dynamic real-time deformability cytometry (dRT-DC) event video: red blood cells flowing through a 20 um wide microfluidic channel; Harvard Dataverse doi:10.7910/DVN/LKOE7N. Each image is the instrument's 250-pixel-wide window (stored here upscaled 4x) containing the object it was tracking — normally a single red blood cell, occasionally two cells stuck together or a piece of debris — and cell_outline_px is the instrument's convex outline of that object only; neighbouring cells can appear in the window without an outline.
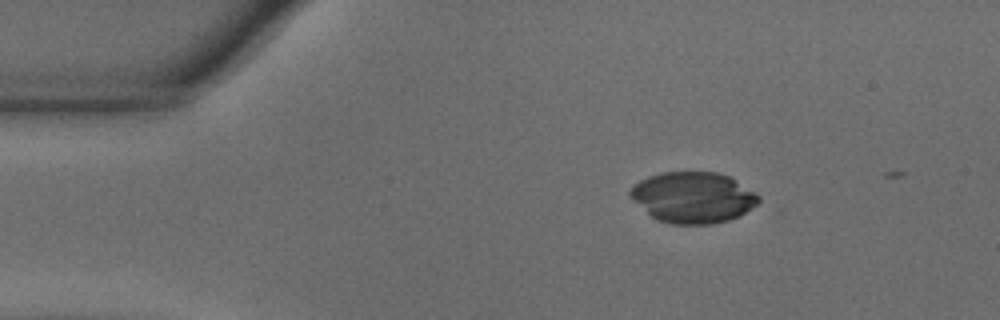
{"species": "common noctule bat (a hibernating species)", "species_latin": "Nyctalus noctula", "temperature_condition": "warm", "stored_images_in_passage": 3, "camera_frame_rate_fps": 3000, "um_per_image_px": 0.085, "animal": {"sex": "male", "body_mass_g": 18.8}, "frame": {"image": 1, "passage_image": 1, "time_ms": 0.0, "image_size_px": [1000, 320], "cell_outline_px": [[760, 200], [756, 204], [740, 216], [728, 220], [712, 224], [668, 224], [656, 220], [632, 200], [628, 192], [640, 180], [648, 176], [664, 172], [716, 172], [728, 176], [756, 192], [760, 196]], "centroid_in_image_um": [58.9, 16.79], "position_along_channel_um": 26.1, "area_um2": 38.15}}